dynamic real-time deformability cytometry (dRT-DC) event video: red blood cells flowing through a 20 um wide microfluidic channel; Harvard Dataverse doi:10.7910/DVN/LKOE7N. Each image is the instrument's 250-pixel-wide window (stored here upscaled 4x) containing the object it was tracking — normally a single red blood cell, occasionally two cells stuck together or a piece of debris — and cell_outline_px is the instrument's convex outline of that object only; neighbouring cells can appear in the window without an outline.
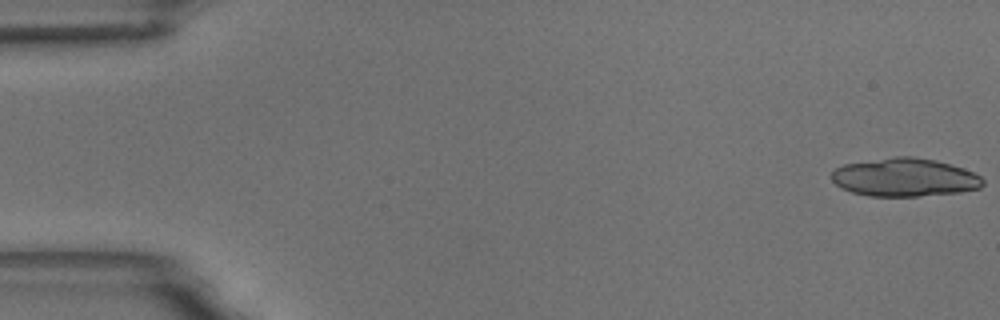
{"species": "common noctule bat (a hibernating species)", "species_latin": "Nyctalus noctula", "temperature_condition": "room temperature", "stored_images_in_passage": 22, "camera_frame_rate_fps": 3000, "um_per_image_px": 0.085, "animal": {"sex": "male", "body_mass_g": 18.8}, "frame": {"image": 1, "passage_image": 1, "time_ms": 0.0, "image_size_px": [1000, 320], "cell_outline_px": [[984, 184], [980, 188], [960, 192], [916, 196], [868, 196], [852, 192], [840, 188], [832, 180], [832, 172], [836, 168], [844, 164], [892, 156], [912, 156], [936, 160], [964, 168], [980, 176], [984, 180]], "centroid_in_image_um": [76.89, 15.07], "position_along_channel_um": 8.1, "area_um2": 33.87}}